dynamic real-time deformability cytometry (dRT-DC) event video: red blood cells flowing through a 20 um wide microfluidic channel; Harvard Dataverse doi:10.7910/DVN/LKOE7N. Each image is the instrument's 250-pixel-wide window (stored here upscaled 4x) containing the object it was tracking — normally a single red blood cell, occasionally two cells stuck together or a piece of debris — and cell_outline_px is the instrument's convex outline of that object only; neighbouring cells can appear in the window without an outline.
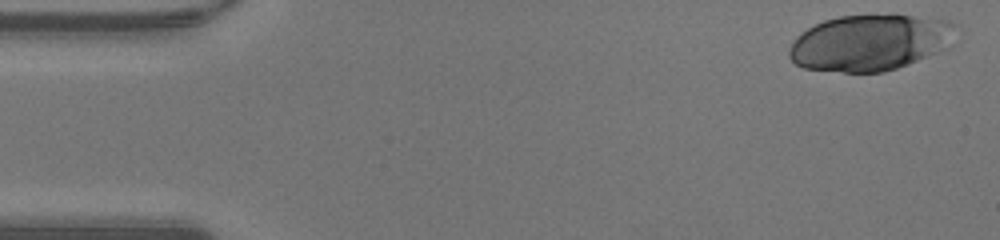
{"species": "human", "species_latin": "Homo sapiens", "temperature_condition": "warm", "stored_images_in_passage": 46, "camera_frame_rate_fps": 3000, "um_per_image_px": 0.085, "donor": {"sex": "male"}, "frame": {"image": 1, "passage_image": 1, "time_ms": 0.0, "image_size_px": [1000, 240], "cell_outline_px": [[960, 24], [952, 44], [948, 48], [896, 68], [884, 72], [844, 72], [804, 68], [796, 64], [788, 56], [788, 48], [792, 40], [800, 32], [824, 20], [840, 16], [892, 12], [896, 12], [948, 20]], "centroid_in_image_um": [74.01, 3.57], "position_along_channel_um": 11.0, "area_um2": 56.01}}
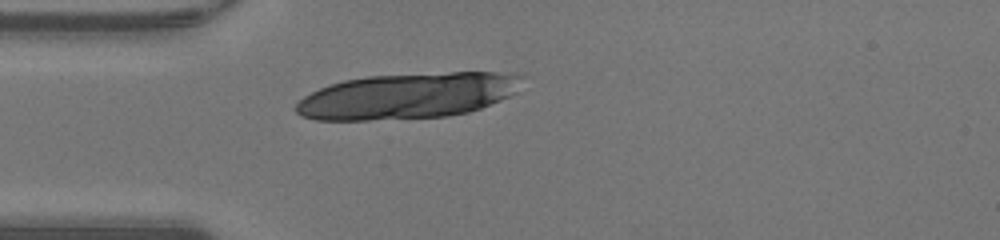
{"frame": {"image": 2, "passage_image": 12, "time_ms": 3.667, "image_size_px": [1000, 240], "cell_outline_px": [[528, 76], [516, 92], [500, 100], [480, 108], [468, 112], [448, 116], [368, 120], [316, 120], [300, 116], [292, 108], [296, 100], [328, 84], [344, 80], [368, 76], [452, 72], [496, 72]], "centroid_in_image_um": [34.62, 8.14], "position_along_channel_um": 50.4, "area_um2": 60.63}}